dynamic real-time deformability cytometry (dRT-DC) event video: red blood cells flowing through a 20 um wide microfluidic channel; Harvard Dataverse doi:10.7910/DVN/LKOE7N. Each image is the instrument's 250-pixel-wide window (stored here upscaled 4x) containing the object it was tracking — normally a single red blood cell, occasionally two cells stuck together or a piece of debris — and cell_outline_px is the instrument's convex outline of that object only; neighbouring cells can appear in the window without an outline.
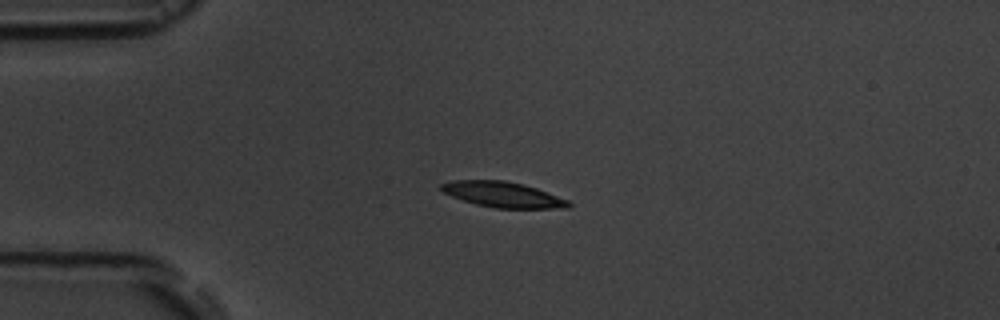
{"species": "common noctule bat (a hibernating species)", "species_latin": "Nyctalus noctula", "temperature_condition": "room temperature", "stored_images_in_passage": 7, "camera_frame_rate_fps": 3000, "um_per_image_px": 0.085, "animal": {"sex": "male", "body_mass_g": 19.5, "forearm_length_mm": 54.6}, "frame": {"image": 1, "passage_image": 4, "time_ms": 3.333, "image_size_px": [1000, 320], "cell_outline_px": [[572, 204], [568, 208], [496, 208], [476, 204], [452, 196], [444, 192], [440, 188], [440, 184], [452, 180], [504, 180], [524, 184], [536, 188], [568, 200]], "centroid_in_image_um": [42.75, 16.53], "position_along_channel_um": 42.3, "area_um2": 18.79}}
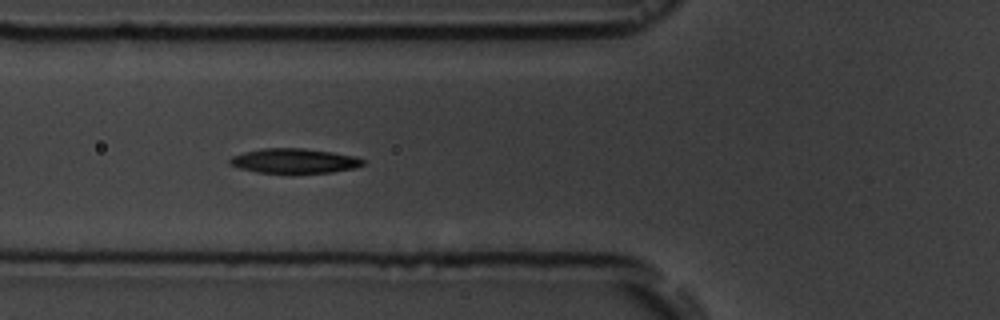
{"frame": {"image": 2, "passage_image": 6, "time_ms": 5.667, "image_size_px": [1000, 320], "cell_outline_px": [[364, 164], [356, 168], [332, 172], [256, 172], [240, 168], [228, 164], [228, 160], [232, 156], [244, 152], [260, 148], [304, 148], [332, 152], [356, 156], [364, 160]], "centroid_in_image_um": [25.0, 13.66], "position_along_channel_um": 100.8, "area_um2": 19.07}}
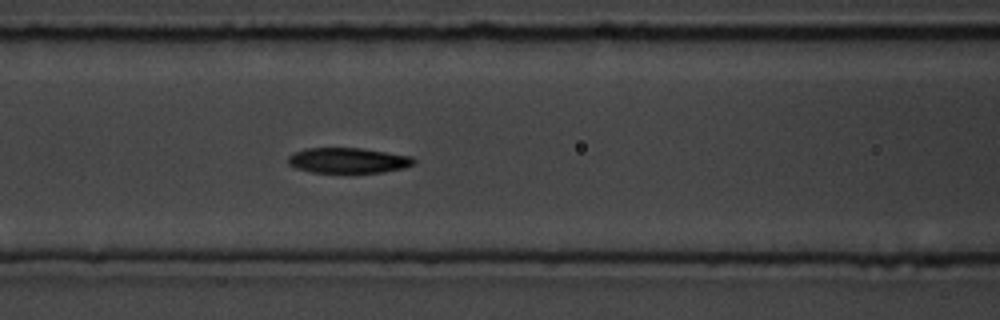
{"frame": {"image": 3, "passage_image": 7, "time_ms": 6.667, "image_size_px": [1000, 320], "cell_outline_px": [[416, 164], [404, 168], [384, 172], [312, 172], [296, 168], [288, 164], [288, 156], [296, 152], [308, 148], [360, 148], [412, 156], [416, 160]], "centroid_in_image_um": [29.63, 13.64], "position_along_channel_um": 137.0, "area_um2": 18.5}}